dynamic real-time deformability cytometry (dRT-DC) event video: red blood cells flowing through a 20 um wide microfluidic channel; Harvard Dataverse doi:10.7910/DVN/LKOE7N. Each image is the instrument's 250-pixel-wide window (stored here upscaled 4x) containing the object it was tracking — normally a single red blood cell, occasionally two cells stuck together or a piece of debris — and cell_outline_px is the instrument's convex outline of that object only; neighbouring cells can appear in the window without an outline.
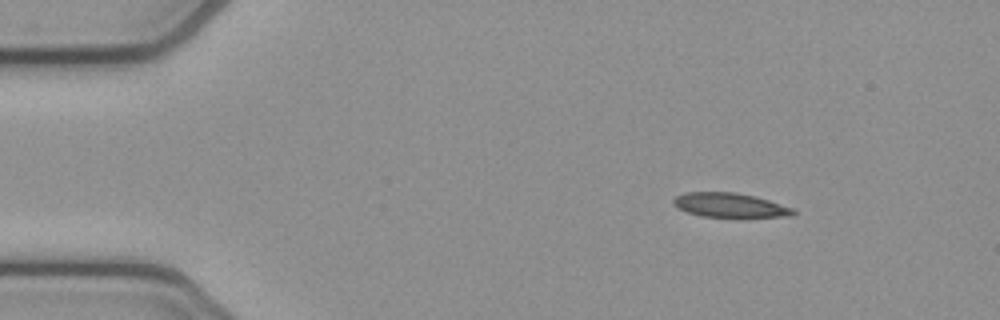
{"species": "common noctule bat (a hibernating species)", "species_latin": "Nyctalus noctula", "temperature_condition": "cold", "stored_images_in_passage": 46, "camera_frame_rate_fps": 3000, "um_per_image_px": 0.085, "animal": {"sex": "female", "body_mass_g": 21.9}, "frame": {"image": 1, "passage_image": 1, "time_ms": 0.0, "image_size_px": [1000, 320], "cell_outline_px": [[796, 212], [792, 216], [744, 220], [700, 216], [688, 212], [672, 204], [672, 200], [676, 196], [684, 192], [736, 192], [756, 196], [792, 208]], "centroid_in_image_um": [62.1, 17.49], "position_along_channel_um": 22.9, "area_um2": 17.98}}
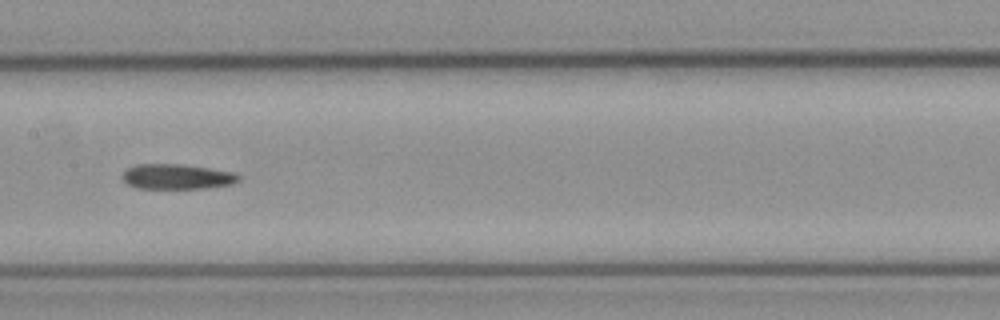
{"frame": {"image": 2, "passage_image": 20, "time_ms": 6.333, "image_size_px": [1000, 320], "cell_outline_px": [[240, 180], [232, 184], [204, 188], [136, 188], [128, 184], [120, 176], [128, 168], [136, 164], [180, 164], [208, 168], [232, 172], [240, 176]], "centroid_in_image_um": [15.02, 15.01], "position_along_channel_um": 192.4, "area_um2": 16.88}}
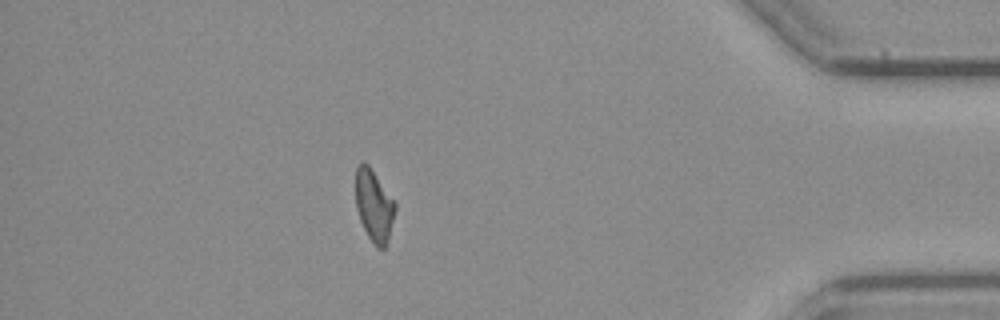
{"frame": {"image": 3, "passage_image": 40, "time_ms": 13.0, "image_size_px": [1000, 320], "cell_outline_px": [[396, 208], [388, 236], [384, 248], [376, 248], [368, 236], [360, 220], [356, 208], [356, 168], [360, 164], [368, 164], [396, 204]], "centroid_in_image_um": [31.77, 17.49], "position_along_channel_um": 403.4, "area_um2": 16.01}}